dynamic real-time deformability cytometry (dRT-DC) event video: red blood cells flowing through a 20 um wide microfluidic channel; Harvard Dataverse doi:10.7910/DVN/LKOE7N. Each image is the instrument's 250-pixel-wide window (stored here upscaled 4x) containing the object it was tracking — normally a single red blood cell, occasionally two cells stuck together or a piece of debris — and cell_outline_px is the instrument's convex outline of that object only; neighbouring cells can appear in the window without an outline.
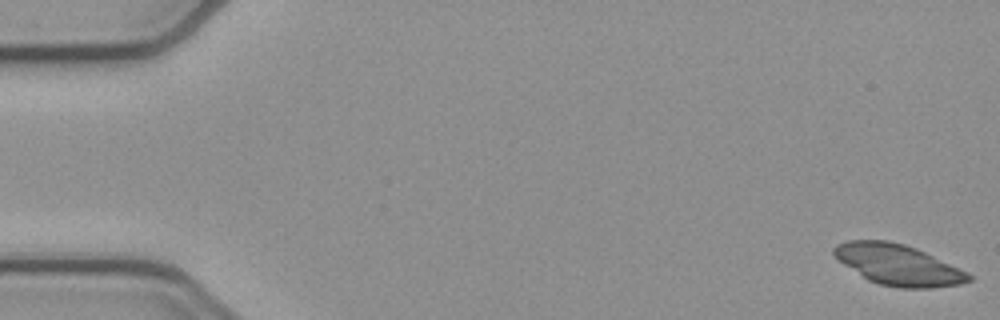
{"species": "common noctule bat (a hibernating species)", "species_latin": "Nyctalus noctula", "temperature_condition": "cold", "stored_images_in_passage": 15, "camera_frame_rate_fps": 3000, "um_per_image_px": 0.085, "animal": {"sex": "female", "body_mass_g": 21.9}, "frame": {"image": 1, "passage_image": 1, "time_ms": 0.0, "image_size_px": [1000, 320], "cell_outline_px": [[972, 280], [960, 284], [932, 288], [900, 288], [880, 284], [868, 280], [844, 264], [832, 252], [832, 248], [836, 244], [848, 240], [888, 240], [904, 244], [916, 248], [968, 272], [972, 276]], "centroid_in_image_um": [76.35, 22.5], "position_along_channel_um": 8.7, "area_um2": 31.85}}